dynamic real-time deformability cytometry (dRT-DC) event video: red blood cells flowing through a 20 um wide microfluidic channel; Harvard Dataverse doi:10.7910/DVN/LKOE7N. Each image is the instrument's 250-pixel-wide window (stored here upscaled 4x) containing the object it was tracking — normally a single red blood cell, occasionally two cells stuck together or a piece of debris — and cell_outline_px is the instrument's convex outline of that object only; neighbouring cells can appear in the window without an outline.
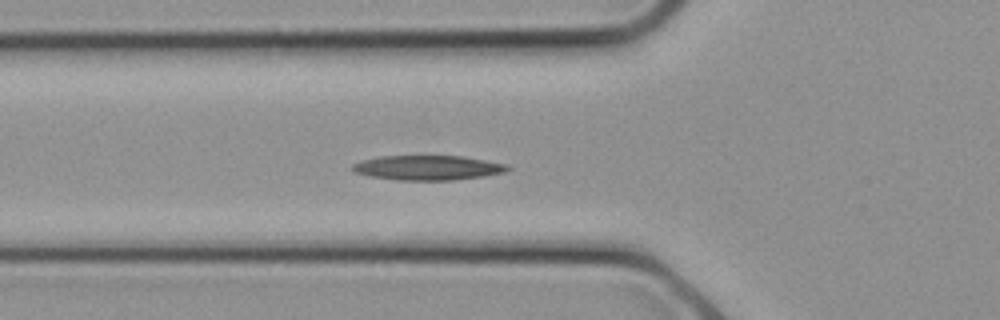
{"species": "common noctule bat (a hibernating species)", "species_latin": "Nyctalus noctula", "temperature_condition": "cold", "stored_images_in_passage": 4, "camera_frame_rate_fps": 3000, "um_per_image_px": 0.085, "animal": {"sex": "female", "body_mass_g": 21.9}, "frame": {"image": 1, "passage_image": 2, "time_ms": 0.333, "image_size_px": [1000, 320], "cell_outline_px": [[512, 168], [504, 172], [484, 176], [452, 180], [396, 180], [372, 176], [356, 172], [352, 168], [352, 164], [364, 160], [380, 156], [464, 156], [508, 164]], "centroid_in_image_um": [36.43, 14.25], "position_along_channel_um": 89.4, "area_um2": 22.2}}
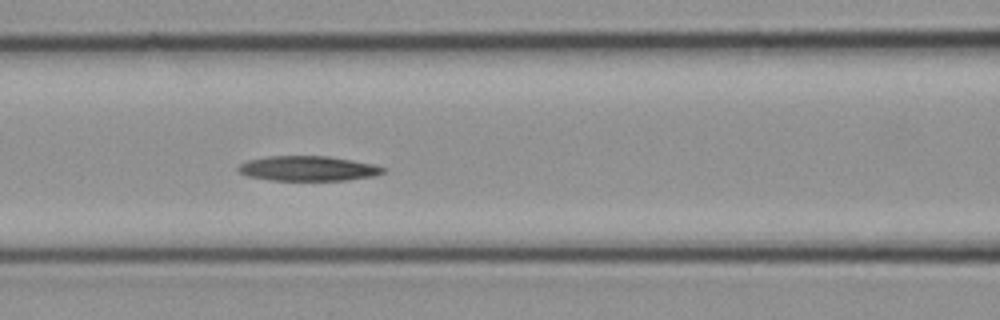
{"frame": {"image": 2, "passage_image": 4, "time_ms": 1.0, "image_size_px": [1000, 320], "cell_outline_px": [[388, 168], [384, 172], [372, 176], [348, 180], [272, 180], [248, 176], [240, 172], [236, 168], [240, 164], [248, 160], [268, 156], [328, 156], [352, 160], [372, 164]], "centroid_in_image_um": [26.19, 14.31], "position_along_channel_um": 140.4, "area_um2": 20.92}}